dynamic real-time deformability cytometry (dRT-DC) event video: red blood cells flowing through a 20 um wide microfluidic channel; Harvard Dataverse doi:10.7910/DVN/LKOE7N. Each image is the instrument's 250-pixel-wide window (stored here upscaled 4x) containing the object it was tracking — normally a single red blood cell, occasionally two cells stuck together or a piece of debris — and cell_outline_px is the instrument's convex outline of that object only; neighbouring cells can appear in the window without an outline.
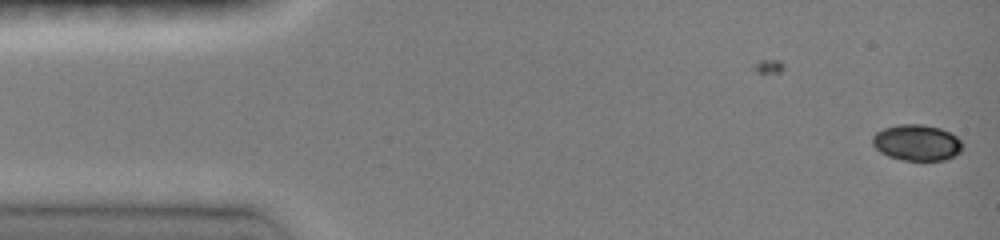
{"species": "common noctule bat (a hibernating species)", "species_latin": "Nyctalus noctula", "temperature_condition": "room temperature", "stored_images_in_passage": 5, "camera_frame_rate_fps": 3000, "um_per_image_px": 0.085, "animal": {"sex": "female", "body_mass_g": 19.0, "forearm_length_mm": 51.5}, "frame": {"image": 1, "passage_image": 5, "time_ms": 1.333, "image_size_px": [1000, 240], "cell_outline_px": [[960, 152], [944, 160], [904, 160], [888, 156], [880, 152], [872, 144], [872, 136], [876, 132], [884, 128], [900, 124], [920, 124], [940, 128], [956, 136], [960, 140]], "centroid_in_image_um": [77.88, 12.12], "position_along_channel_um": 7.1, "area_um2": 18.67}}